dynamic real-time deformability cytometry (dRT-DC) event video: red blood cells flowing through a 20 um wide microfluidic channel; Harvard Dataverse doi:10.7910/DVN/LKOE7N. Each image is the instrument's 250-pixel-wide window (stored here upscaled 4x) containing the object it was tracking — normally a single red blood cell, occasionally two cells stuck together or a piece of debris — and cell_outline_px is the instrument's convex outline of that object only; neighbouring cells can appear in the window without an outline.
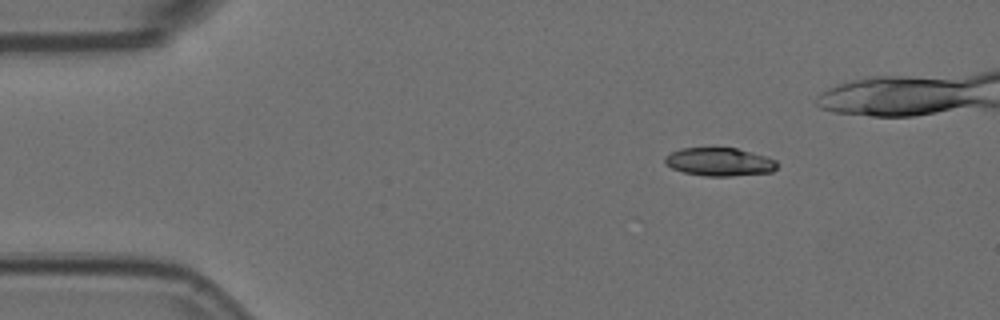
{"species": "Egyptian fruit bat (a non-hibernating species)", "species_latin": "Rousettus aegyptiacus", "temperature_condition": "room temperature", "stored_images_in_passage": 5, "camera_frame_rate_fps": 3000, "um_per_image_px": 0.085, "animal": {"sex": "female"}, "frame": {"image": 1, "passage_image": 1, "time_ms": 0.0, "image_size_px": [1000, 320], "cell_outline_px": [[776, 168], [772, 172], [732, 176], [704, 176], [684, 172], [672, 168], [664, 164], [664, 156], [680, 148], [736, 148], [764, 156], [776, 160]], "centroid_in_image_um": [61.11, 13.76], "position_along_channel_um": 23.9, "area_um2": 18.38}}